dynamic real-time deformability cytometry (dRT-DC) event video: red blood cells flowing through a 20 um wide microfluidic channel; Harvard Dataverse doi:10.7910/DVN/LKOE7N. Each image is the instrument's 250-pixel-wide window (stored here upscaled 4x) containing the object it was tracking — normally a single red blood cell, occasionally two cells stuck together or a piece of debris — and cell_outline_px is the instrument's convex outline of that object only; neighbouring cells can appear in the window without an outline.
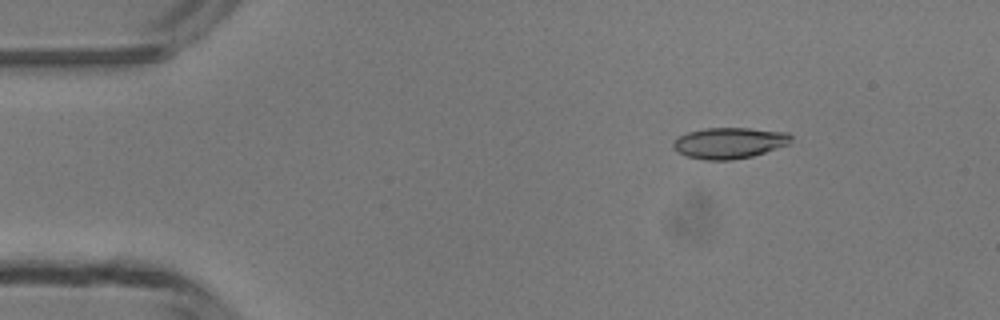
{"species": "common noctule bat (a hibernating species)", "species_latin": "Nyctalus noctula", "temperature_condition": "room temperature", "stored_images_in_passage": 42, "camera_frame_rate_fps": 3000, "um_per_image_px": 0.085, "animal": {"sex": "male", "body_mass_g": 13.3}, "frame": {"image": 1, "passage_image": 1, "time_ms": 0.0, "image_size_px": [1000, 320], "cell_outline_px": [[792, 140], [788, 144], [752, 156], [732, 160], [704, 160], [688, 156], [676, 152], [672, 148], [672, 144], [680, 136], [688, 132], [704, 128], [748, 128], [788, 132], [792, 136]], "centroid_in_image_um": [61.98, 12.15], "position_along_channel_um": 23.0, "area_um2": 21.27}}
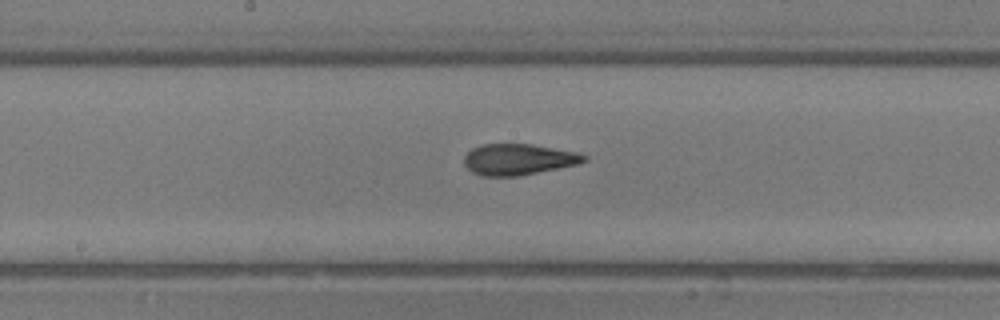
{"frame": {"image": 2, "passage_image": 19, "time_ms": 6.0, "image_size_px": [1000, 320], "cell_outline_px": [[588, 160], [576, 164], [520, 176], [480, 176], [472, 172], [464, 164], [464, 156], [472, 148], [480, 144], [532, 144], [580, 152], [588, 156]], "centroid_in_image_um": [44.07, 13.54], "position_along_channel_um": 204.1, "area_um2": 21.91}}
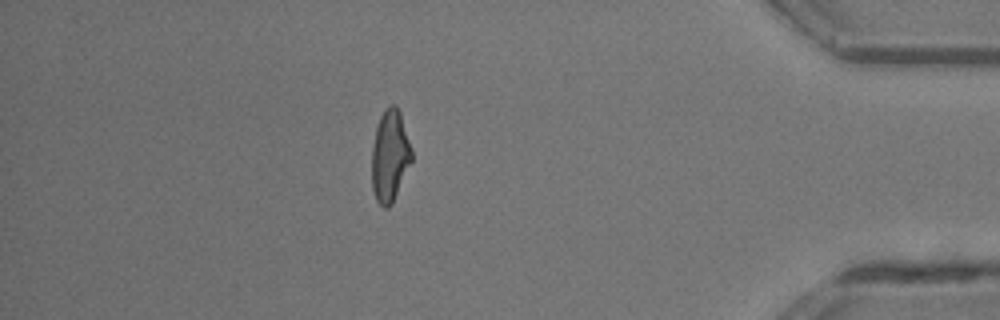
{"frame": {"image": 3, "passage_image": 36, "time_ms": 11.667, "image_size_px": [1000, 320], "cell_outline_px": [[412, 160], [392, 204], [388, 208], [384, 208], [376, 200], [372, 188], [372, 148], [376, 128], [380, 116], [384, 108], [392, 104], [396, 104], [400, 112], [412, 152]], "centroid_in_image_um": [33.13, 13.25], "position_along_channel_um": 402.1, "area_um2": 21.21}, "authors_computed_cell_mechanics": {"area_um2": 21.675, "velocity_mm_per_s": 4.2809, "shape_relaxation_time_tau1_ms": 7.4601, "shape_relaxation_time_tau2_ms": 1.7647, "deformation_change_tau1": 0.2346, "deformation_change_tau2": 0.0902}}